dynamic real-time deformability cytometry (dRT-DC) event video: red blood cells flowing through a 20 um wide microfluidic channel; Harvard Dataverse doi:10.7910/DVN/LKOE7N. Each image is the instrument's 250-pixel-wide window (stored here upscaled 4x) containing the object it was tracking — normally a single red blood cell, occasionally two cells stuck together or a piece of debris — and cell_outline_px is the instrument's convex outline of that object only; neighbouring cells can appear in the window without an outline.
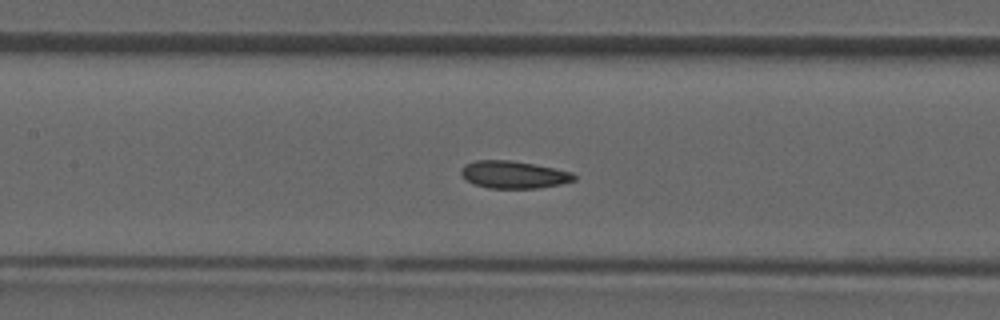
{"species": "common noctule bat (a hibernating species)", "species_latin": "Nyctalus noctula", "temperature_condition": "room temperature", "stored_images_in_passage": 38, "camera_frame_rate_fps": 3000, "um_per_image_px": 0.085, "animal": {"sex": "male", "forearm_length_mm": 52.5}, "frame": {"image": 1, "passage_image": 17, "time_ms": 5.333, "image_size_px": [1000, 320], "cell_outline_px": [[576, 180], [560, 184], [540, 188], [488, 188], [472, 184], [464, 180], [460, 172], [460, 168], [464, 164], [476, 160], [508, 160], [532, 164], [572, 172], [576, 176]], "centroid_in_image_um": [43.6, 14.85], "position_along_channel_um": 163.8, "area_um2": 18.15}}